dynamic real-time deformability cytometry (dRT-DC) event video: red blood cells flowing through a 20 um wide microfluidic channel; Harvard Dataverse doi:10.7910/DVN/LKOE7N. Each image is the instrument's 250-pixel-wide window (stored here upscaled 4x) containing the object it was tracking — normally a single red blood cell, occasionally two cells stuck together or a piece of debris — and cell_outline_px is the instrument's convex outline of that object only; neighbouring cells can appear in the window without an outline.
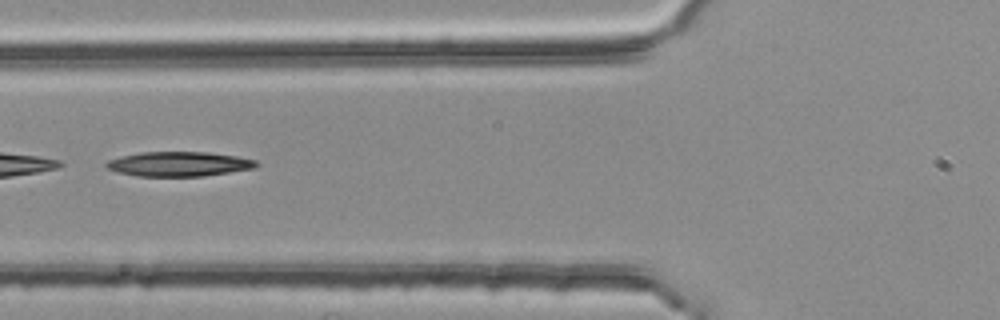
{"species": "common noctule bat (a hibernating species)", "species_latin": "Nyctalus noctula", "temperature_condition": "room temperature", "stored_images_in_passage": 3, "segment_of_instrument_passage": [2, 2], "camera_frame_rate_fps": 3000, "um_per_image_px": 0.085, "animal": {"sex": "female", "body_mass_g": 25.1}, "frame": {"image": 1, "passage_image": 3, "time_ms": 0.667, "image_size_px": [1000, 320], "cell_outline_px": [[260, 164], [256, 168], [204, 176], [140, 176], [120, 172], [108, 168], [104, 164], [108, 160], [120, 156], [140, 152], [208, 152], [236, 156], [256, 160]], "centroid_in_image_um": [15.25, 13.93], "position_along_channel_um": 110.6, "area_um2": 21.5}}